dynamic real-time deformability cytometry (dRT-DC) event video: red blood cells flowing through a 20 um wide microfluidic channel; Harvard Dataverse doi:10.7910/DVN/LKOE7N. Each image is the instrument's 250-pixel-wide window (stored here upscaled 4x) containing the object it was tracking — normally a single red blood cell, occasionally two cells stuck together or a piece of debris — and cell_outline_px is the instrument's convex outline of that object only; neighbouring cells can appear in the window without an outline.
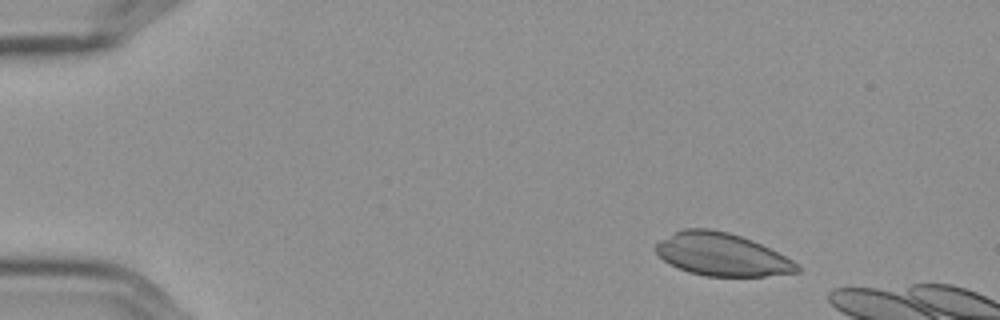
{"species": "Egyptian fruit bat (a non-hibernating species)", "species_latin": "Rousettus aegyptiacus", "temperature_condition": "cold", "stored_images_in_passage": 4, "camera_frame_rate_fps": 3000, "um_per_image_px": 0.085, "frame": {"image": 1, "passage_image": 2, "time_ms": 0.333, "image_size_px": [1000, 320], "cell_outline_px": [[800, 272], [764, 276], [704, 276], [688, 272], [676, 268], [664, 260], [652, 248], [660, 240], [684, 228], [708, 228], [728, 232], [752, 240], [792, 260], [800, 268]], "centroid_in_image_um": [61.31, 21.64], "position_along_channel_um": 23.7, "area_um2": 35.03}}